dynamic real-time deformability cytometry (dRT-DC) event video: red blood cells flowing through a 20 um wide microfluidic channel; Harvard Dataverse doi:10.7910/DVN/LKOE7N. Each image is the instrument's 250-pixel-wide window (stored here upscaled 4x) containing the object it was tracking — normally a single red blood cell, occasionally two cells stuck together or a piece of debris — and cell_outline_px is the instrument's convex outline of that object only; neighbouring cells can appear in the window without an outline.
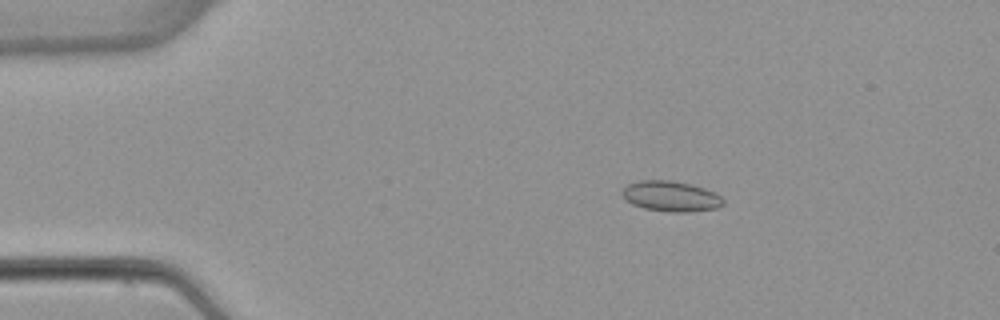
{"species": "common noctule bat (a hibernating species)", "species_latin": "Nyctalus noctula", "temperature_condition": "warm", "stored_images_in_passage": 5, "camera_frame_rate_fps": 3000, "um_per_image_px": 0.085, "animal": {"sex": "female", "body_mass_g": 22.7, "forearm_length_mm": 54.2}, "frame": {"image": 1, "passage_image": 2, "time_ms": 1.0, "image_size_px": [1000, 320], "cell_outline_px": [[724, 204], [716, 208], [688, 212], [668, 212], [644, 208], [632, 204], [620, 192], [628, 184], [640, 180], [672, 180], [692, 184], [704, 188], [720, 196], [724, 200]], "centroid_in_image_um": [57.02, 16.68], "position_along_channel_um": 28.0, "area_um2": 17.86}}
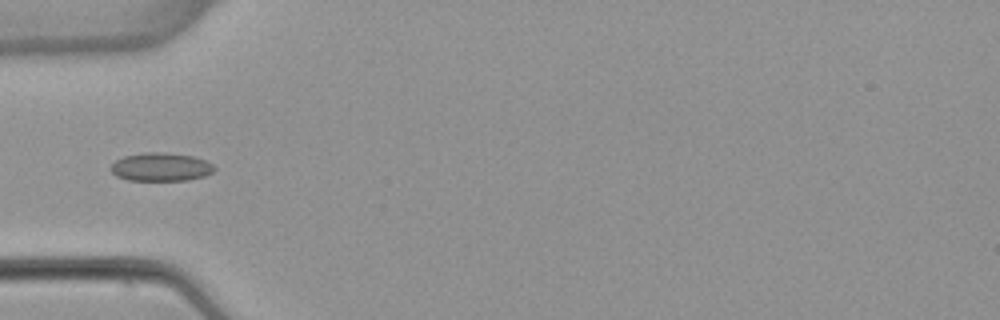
{"frame": {"image": 2, "passage_image": 4, "time_ms": 3.667, "image_size_px": [1000, 320], "cell_outline_px": [[216, 168], [212, 172], [204, 176], [188, 180], [128, 180], [116, 176], [112, 172], [112, 164], [116, 160], [124, 156], [144, 152], [164, 152], [196, 156], [212, 164]], "centroid_in_image_um": [13.69, 14.18], "position_along_channel_um": 71.3, "area_um2": 17.11}}
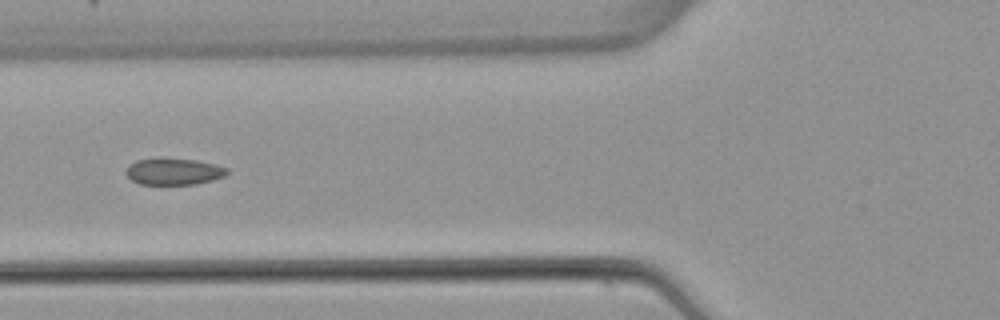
{"frame": {"image": 3, "passage_image": 5, "time_ms": 4.667, "image_size_px": [1000, 320], "cell_outline_px": [[228, 172], [224, 176], [212, 180], [196, 184], [140, 184], [132, 180], [124, 172], [128, 164], [136, 160], [156, 156], [160, 156], [196, 160], [216, 164], [228, 168]], "centroid_in_image_um": [14.72, 14.54], "position_along_channel_um": 111.1, "area_um2": 16.18}}